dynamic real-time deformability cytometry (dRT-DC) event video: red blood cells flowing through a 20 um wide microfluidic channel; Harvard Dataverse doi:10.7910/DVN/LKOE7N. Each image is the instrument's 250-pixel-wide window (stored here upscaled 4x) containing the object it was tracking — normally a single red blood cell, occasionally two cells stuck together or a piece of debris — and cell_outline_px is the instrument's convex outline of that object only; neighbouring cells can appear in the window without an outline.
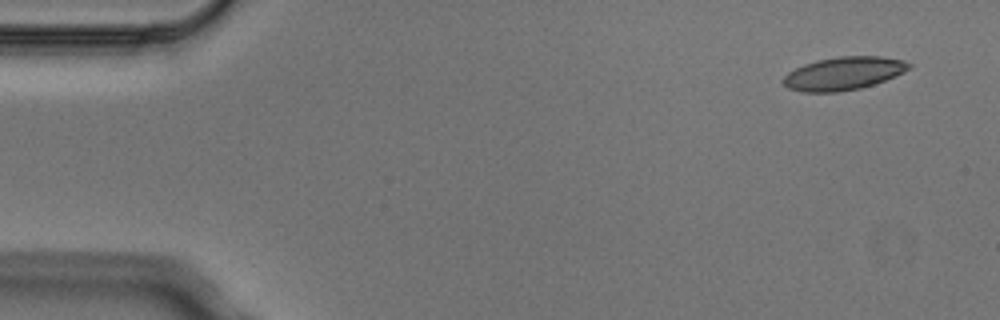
{"species": "Egyptian fruit bat (a non-hibernating species)", "species_latin": "Rousettus aegyptiacus", "temperature_condition": "cold", "stored_images_in_passage": 5, "segment_of_instrument_passage": [2, 2], "camera_frame_rate_fps": 3000, "um_per_image_px": 0.085, "animal": {"sex": "male"}, "frame": {"image": 1, "passage_image": 5, "time_ms": 1.333, "image_size_px": [1000, 320], "cell_outline_px": [[912, 64], [904, 72], [884, 80], [860, 88], [836, 92], [800, 92], [788, 88], [780, 80], [788, 72], [804, 64], [816, 60], [836, 56], [880, 56], [904, 60]], "centroid_in_image_um": [71.66, 6.23], "position_along_channel_um": 13.3, "area_um2": 24.22}}